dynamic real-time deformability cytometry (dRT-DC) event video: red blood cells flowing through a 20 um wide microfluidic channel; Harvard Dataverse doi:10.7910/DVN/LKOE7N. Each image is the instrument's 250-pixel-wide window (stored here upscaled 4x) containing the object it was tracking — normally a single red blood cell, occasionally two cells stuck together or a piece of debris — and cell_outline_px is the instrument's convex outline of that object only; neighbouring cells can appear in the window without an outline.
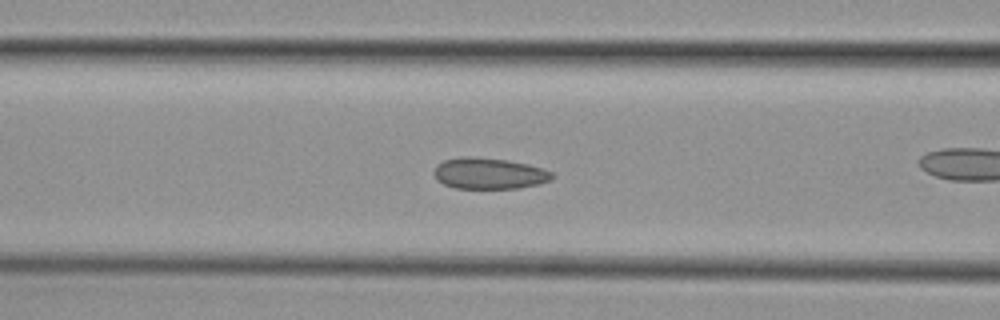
{"species": "common noctule bat (a hibernating species)", "species_latin": "Nyctalus noctula", "temperature_condition": "cold", "stored_images_in_passage": 47, "camera_frame_rate_fps": 3000, "um_per_image_px": 0.085, "animal": {"sex": "female", "body_mass_g": 29.2, "forearm_length_mm": 56.3}, "frame": {"image": 1, "passage_image": 21, "time_ms": 6.667, "image_size_px": [1000, 320], "cell_outline_px": [[556, 176], [552, 180], [540, 184], [516, 188], [456, 188], [444, 184], [436, 180], [432, 172], [436, 164], [444, 160], [464, 156], [472, 156], [508, 160], [528, 164], [544, 168], [552, 172]], "centroid_in_image_um": [41.58, 14.73], "position_along_channel_um": 125.0, "area_um2": 21.79}}
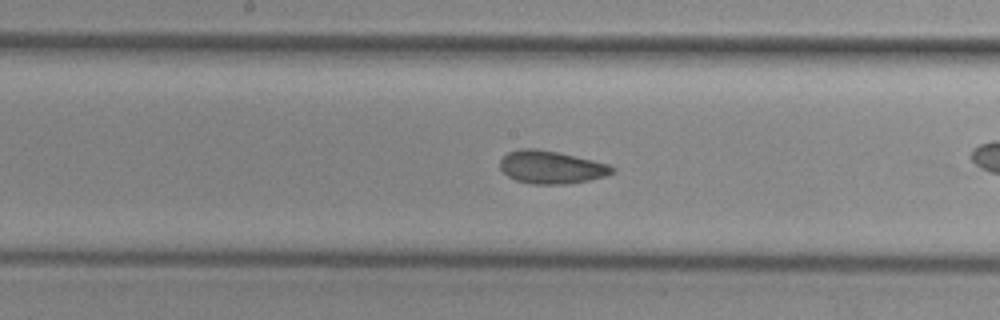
{"frame": {"image": 2, "passage_image": 27, "time_ms": 8.667, "image_size_px": [1000, 320], "cell_outline_px": [[616, 172], [604, 176], [588, 180], [568, 184], [532, 184], [516, 180], [508, 176], [500, 168], [500, 160], [508, 152], [524, 148], [532, 148], [556, 152], [592, 160], [608, 164], [616, 168]], "centroid_in_image_um": [46.86, 14.22], "position_along_channel_um": 201.3, "area_um2": 21.27}}
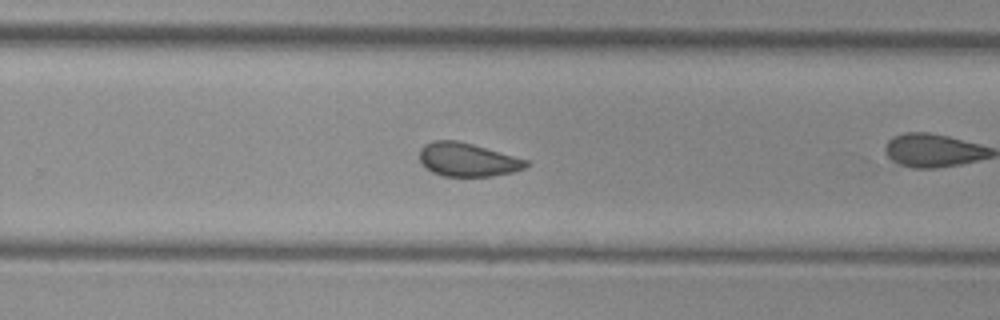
{"frame": {"image": 3, "passage_image": 34, "time_ms": 11.0, "image_size_px": [1000, 320], "cell_outline_px": [[528, 164], [524, 168], [512, 172], [492, 176], [444, 176], [432, 172], [424, 168], [420, 160], [420, 148], [424, 144], [432, 140], [456, 140], [472, 144], [528, 160]], "centroid_in_image_um": [39.69, 13.57], "position_along_channel_um": 290.1, "area_um2": 20.75}}